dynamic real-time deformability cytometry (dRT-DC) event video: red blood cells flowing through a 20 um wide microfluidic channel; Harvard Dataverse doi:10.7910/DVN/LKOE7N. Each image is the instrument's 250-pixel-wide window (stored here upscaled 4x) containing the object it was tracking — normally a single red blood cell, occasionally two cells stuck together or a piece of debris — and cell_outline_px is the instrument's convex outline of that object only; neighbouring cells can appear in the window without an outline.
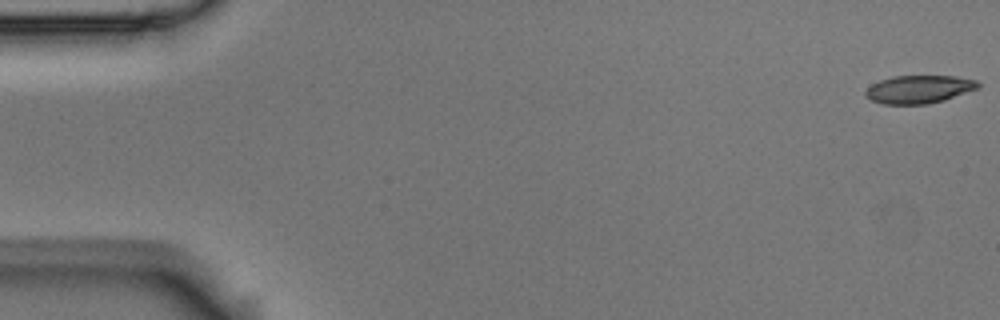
{"species": "Egyptian fruit bat (a non-hibernating species)", "species_latin": "Rousettus aegyptiacus", "temperature_condition": "room temperature", "stored_images_in_passage": 5, "camera_frame_rate_fps": 3000, "um_per_image_px": 0.085, "animal": {"sex": "male"}, "frame": {"image": 1, "passage_image": 1, "time_ms": 0.0, "image_size_px": [1000, 320], "cell_outline_px": [[980, 88], [944, 100], [928, 104], [884, 104], [872, 100], [864, 96], [864, 92], [872, 84], [880, 80], [892, 76], [956, 76], [976, 80], [980, 84]], "centroid_in_image_um": [78.12, 7.59], "position_along_channel_um": 6.9, "area_um2": 18.44}}
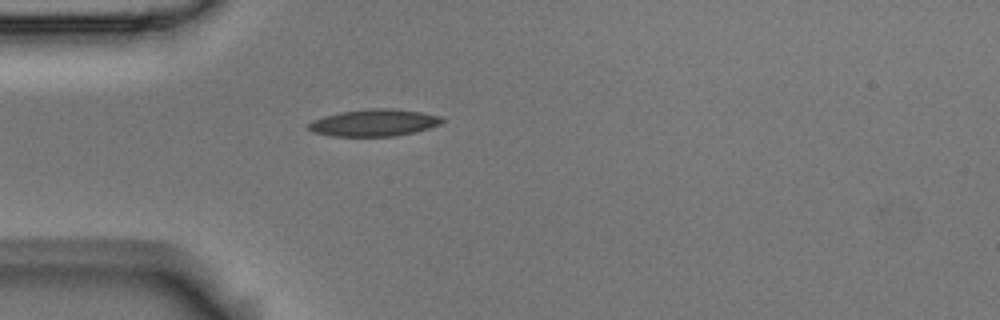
{"frame": {"image": 2, "passage_image": 5, "time_ms": 1.333, "image_size_px": [1000, 320], "cell_outline_px": [[444, 120], [440, 124], [428, 128], [396, 136], [332, 136], [312, 132], [308, 128], [308, 124], [312, 120], [324, 116], [340, 112], [376, 108], [388, 108], [420, 112], [440, 116]], "centroid_in_image_um": [31.76, 10.44], "position_along_channel_um": 53.2, "area_um2": 20.75}}